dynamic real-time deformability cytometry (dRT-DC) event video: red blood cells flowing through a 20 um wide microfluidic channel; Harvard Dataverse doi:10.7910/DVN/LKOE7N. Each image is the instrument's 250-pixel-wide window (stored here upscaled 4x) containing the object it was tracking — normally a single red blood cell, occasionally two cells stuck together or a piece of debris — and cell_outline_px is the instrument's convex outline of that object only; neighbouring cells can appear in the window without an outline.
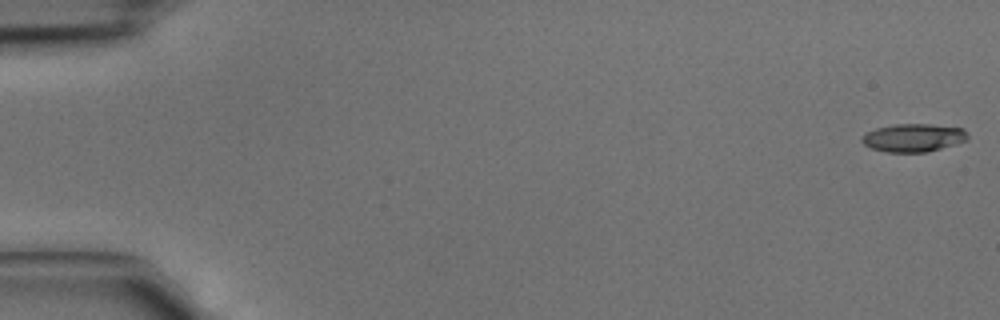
{"species": "common noctule bat (a hibernating species)", "species_latin": "Nyctalus noctula", "temperature_condition": "cold", "stored_images_in_passage": 5, "camera_frame_rate_fps": 3000, "um_per_image_px": 0.085, "animal": {"sex": "male", "body_mass_g": 15.6}, "frame": {"image": 1, "passage_image": 1, "time_ms": 0.0, "image_size_px": [1000, 320], "cell_outline_px": [[968, 140], [956, 144], [928, 152], [888, 152], [872, 148], [864, 144], [860, 140], [860, 136], [864, 132], [876, 128], [892, 124], [932, 124], [964, 128], [968, 136]], "centroid_in_image_um": [77.63, 11.7], "position_along_channel_um": 7.4, "area_um2": 17.57}}